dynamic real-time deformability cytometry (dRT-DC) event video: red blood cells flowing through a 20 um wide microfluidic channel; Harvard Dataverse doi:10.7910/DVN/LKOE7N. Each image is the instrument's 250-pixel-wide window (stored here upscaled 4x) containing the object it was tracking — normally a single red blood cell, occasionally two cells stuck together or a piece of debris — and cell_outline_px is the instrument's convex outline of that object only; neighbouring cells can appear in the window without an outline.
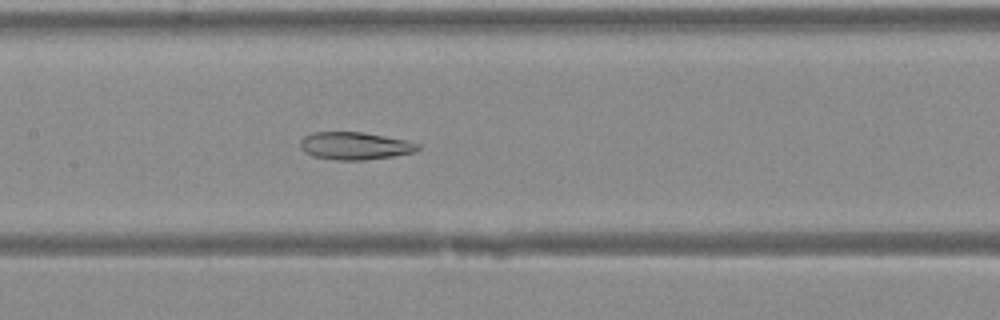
{"species": "Egyptian fruit bat (a non-hibernating species)", "species_latin": "Rousettus aegyptiacus", "temperature_condition": "warm", "stored_images_in_passage": 36, "camera_frame_rate_fps": 3000, "um_per_image_px": 0.085, "animal": {"sex": "female"}, "frame": {"image": 1, "passage_image": 15, "time_ms": 4.667, "image_size_px": [1000, 320], "cell_outline_px": [[420, 148], [412, 152], [392, 156], [364, 160], [340, 160], [312, 156], [304, 152], [300, 148], [300, 140], [304, 136], [312, 132], [360, 132], [384, 136], [404, 140], [420, 144]], "centroid_in_image_um": [30.11, 12.39], "position_along_channel_um": 177.3, "area_um2": 18.73}}
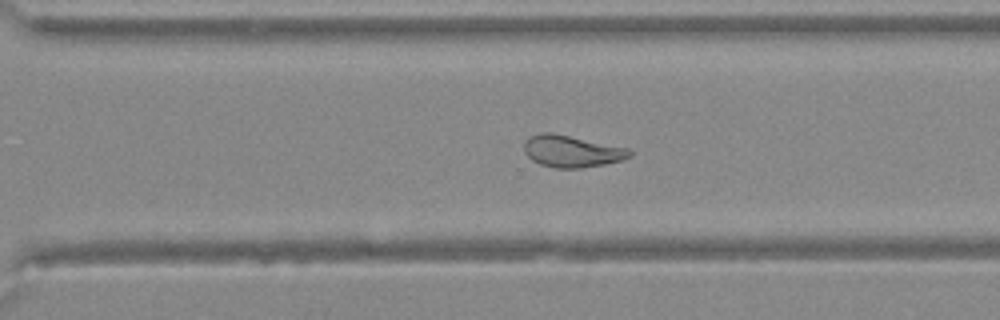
{"frame": {"image": 2, "passage_image": 24, "time_ms": 7.667, "image_size_px": [1000, 320], "cell_outline_px": [[632, 156], [624, 160], [604, 164], [580, 168], [556, 168], [540, 164], [532, 160], [524, 152], [524, 140], [528, 136], [540, 132], [552, 132], [632, 148]], "centroid_in_image_um": [48.62, 12.84], "position_along_channel_um": 322.0, "area_um2": 20.06}}
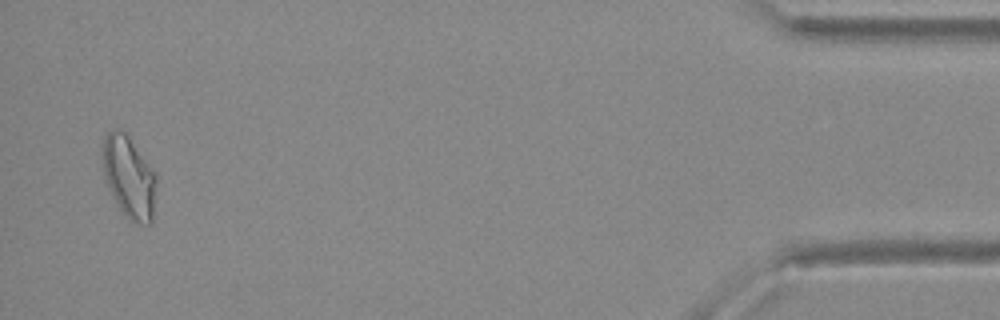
{"frame": {"image": 3, "passage_image": 35, "time_ms": 11.333, "image_size_px": [1000, 320], "cell_outline_px": [[156, 184], [152, 220], [148, 224], [132, 220], [124, 216], [108, 184], [104, 172], [104, 136], [108, 132], [116, 128], [124, 132], [128, 136], [156, 172]], "centroid_in_image_um": [11.0, 15.03], "position_along_channel_um": 424.2, "area_um2": 24.85}}